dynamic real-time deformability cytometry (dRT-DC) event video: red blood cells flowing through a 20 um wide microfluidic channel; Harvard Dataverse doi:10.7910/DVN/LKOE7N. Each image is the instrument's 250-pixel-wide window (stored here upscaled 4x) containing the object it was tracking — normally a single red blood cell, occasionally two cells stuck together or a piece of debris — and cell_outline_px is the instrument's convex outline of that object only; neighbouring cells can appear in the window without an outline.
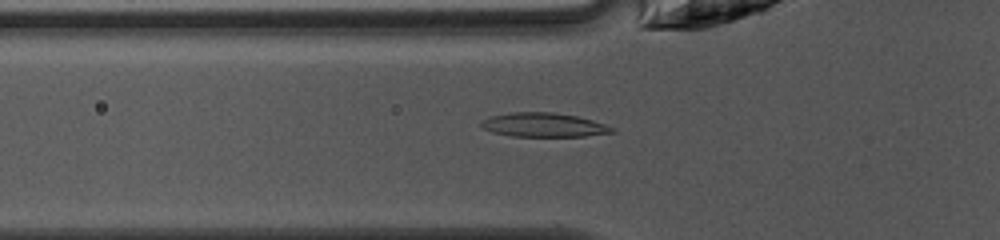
{"species": "common noctule bat (a hibernating species)", "species_latin": "Nyctalus noctula", "temperature_condition": "warm", "stored_images_in_passage": 41, "camera_frame_rate_fps": 3000, "um_per_image_px": 0.085, "animal": {"sex": "female", "body_mass_g": 10.0, "forearm_length_mm": 53.1}, "frame": {"image": 1, "passage_image": 10, "time_ms": 3.0, "image_size_px": [1000, 240], "cell_outline_px": [[616, 132], [584, 136], [512, 136], [492, 132], [480, 128], [480, 120], [492, 116], [512, 112], [552, 112], [576, 116], [592, 120], [616, 128]], "centroid_in_image_um": [46.19, 10.62], "position_along_channel_um": 79.6, "area_um2": 18.38}}
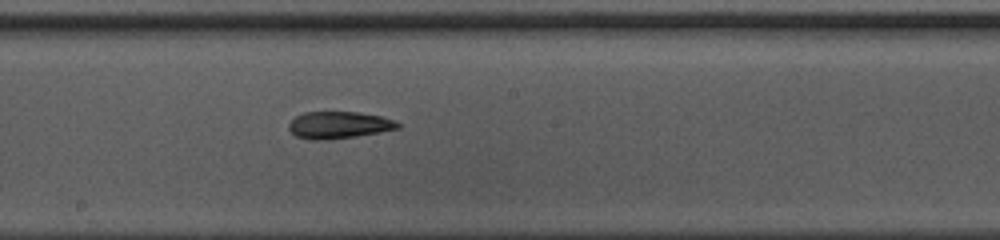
{"frame": {"image": 2, "passage_image": 20, "time_ms": 6.333, "image_size_px": [1000, 240], "cell_outline_px": [[400, 128], [380, 132], [356, 136], [324, 140], [312, 140], [296, 136], [288, 128], [288, 124], [296, 116], [304, 112], [356, 112], [380, 116], [396, 120], [400, 124]], "centroid_in_image_um": [28.81, 10.63], "position_along_channel_um": 219.4, "area_um2": 17.11}}
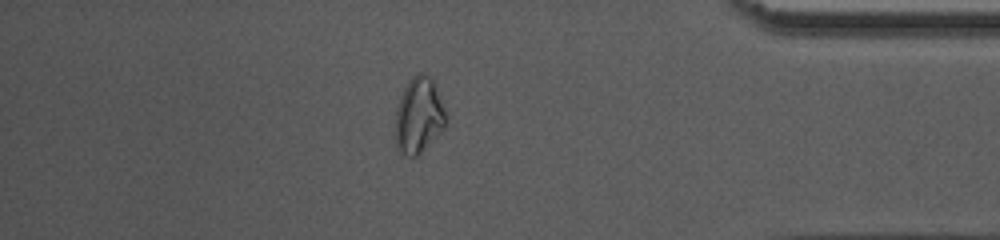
{"frame": {"image": 3, "passage_image": 35, "time_ms": 11.333, "image_size_px": [1000, 240], "cell_outline_px": [[448, 116], [444, 128], [416, 156], [404, 156], [400, 152], [396, 144], [396, 108], [400, 96], [404, 88], [412, 76], [420, 72], [424, 72], [432, 80]], "centroid_in_image_um": [35.59, 9.8], "position_along_channel_um": 399.6, "area_um2": 22.08}, "authors_computed_cell_mechanics": {"area_um2": 18.1492, "velocity_mm_per_s": 4.1507, "shape_relaxation_time_tau1_ms": null, "shape_relaxation_time_tau2_ms": 7.953, "deformation_change_tau1": null, "deformation_change_tau2": 0.1473}}